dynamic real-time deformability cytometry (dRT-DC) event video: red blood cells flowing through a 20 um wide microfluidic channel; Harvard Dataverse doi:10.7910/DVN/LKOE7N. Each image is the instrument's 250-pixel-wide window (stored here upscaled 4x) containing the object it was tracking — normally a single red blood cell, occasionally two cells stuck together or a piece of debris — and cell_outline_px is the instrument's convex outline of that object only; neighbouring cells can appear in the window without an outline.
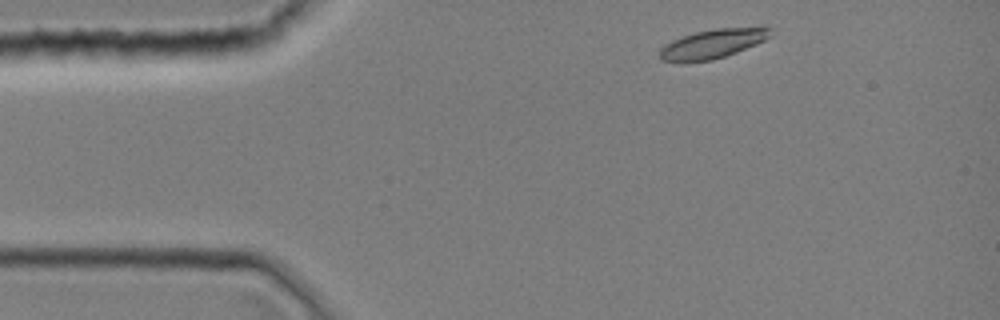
{"species": "common noctule bat (a hibernating species)", "species_latin": "Nyctalus noctula", "temperature_condition": "room temperature", "stored_images_in_passage": 7, "camera_frame_rate_fps": 3000, "um_per_image_px": 0.085, "animal": {"sex": "female", "body_mass_g": 19.0, "forearm_length_mm": 51.5}, "frame": {"image": 1, "passage_image": 2, "time_ms": 0.333, "image_size_px": [1000, 320], "cell_outline_px": [[772, 36], [756, 44], [736, 52], [712, 60], [680, 64], [660, 60], [660, 48], [664, 44], [672, 40], [696, 32], [716, 28], [768, 28]], "centroid_in_image_um": [60.47, 3.77], "position_along_channel_um": 24.5, "area_um2": 18.79}}